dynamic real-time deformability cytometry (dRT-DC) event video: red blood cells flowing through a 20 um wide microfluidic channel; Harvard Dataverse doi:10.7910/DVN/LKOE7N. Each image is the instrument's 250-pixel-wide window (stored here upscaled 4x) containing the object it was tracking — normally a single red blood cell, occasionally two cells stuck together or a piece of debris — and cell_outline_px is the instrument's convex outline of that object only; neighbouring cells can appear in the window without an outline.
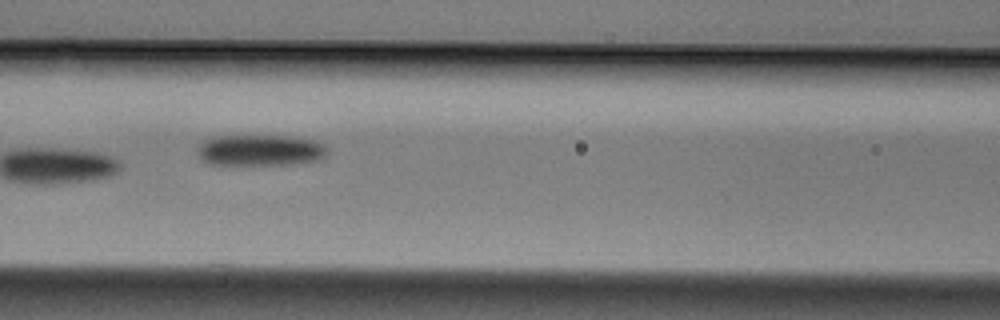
{"species": "Egyptian fruit bat (a non-hibernating species)", "species_latin": "Rousettus aegyptiacus", "temperature_condition": "cold", "stored_images_in_passage": 8, "segment_of_instrument_passage": [1, 2], "camera_frame_rate_fps": 3000, "um_per_image_px": 0.085, "animal": {"sex": "male"}, "frame": {"image": 1, "passage_image": 7, "time_ms": 2.0, "image_size_px": [1000, 320], "cell_outline_px": [[328, 148], [324, 156], [316, 160], [288, 164], [208, 164], [196, 152], [196, 148], [204, 140], [212, 136], [292, 136], [312, 140], [324, 144]], "centroid_in_image_um": [22.08, 12.75], "position_along_channel_um": 144.5, "area_um2": 23.41}}